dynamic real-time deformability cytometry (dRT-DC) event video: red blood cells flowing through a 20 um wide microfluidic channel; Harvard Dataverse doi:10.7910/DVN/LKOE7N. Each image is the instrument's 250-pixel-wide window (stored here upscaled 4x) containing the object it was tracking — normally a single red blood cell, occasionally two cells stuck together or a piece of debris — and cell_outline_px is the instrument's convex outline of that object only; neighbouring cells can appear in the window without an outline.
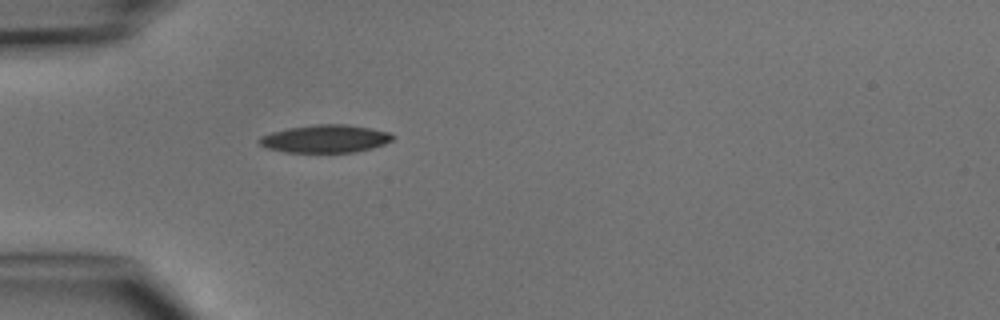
{"species": "common noctule bat (a hibernating species)", "species_latin": "Nyctalus noctula", "temperature_condition": "cold", "stored_images_in_passage": 7, "camera_frame_rate_fps": 3000, "um_per_image_px": 0.085, "animal": {"sex": "male", "body_mass_g": 15.6}, "frame": {"image": 1, "passage_image": 7, "time_ms": 7.0, "image_size_px": [1000, 320], "cell_outline_px": [[396, 136], [392, 140], [384, 144], [372, 148], [356, 152], [284, 152], [268, 148], [260, 144], [256, 140], [260, 136], [272, 132], [288, 128], [316, 124], [344, 124], [372, 128], [392, 132]], "centroid_in_image_um": [27.68, 11.79], "position_along_channel_um": 57.3, "area_um2": 21.79}}